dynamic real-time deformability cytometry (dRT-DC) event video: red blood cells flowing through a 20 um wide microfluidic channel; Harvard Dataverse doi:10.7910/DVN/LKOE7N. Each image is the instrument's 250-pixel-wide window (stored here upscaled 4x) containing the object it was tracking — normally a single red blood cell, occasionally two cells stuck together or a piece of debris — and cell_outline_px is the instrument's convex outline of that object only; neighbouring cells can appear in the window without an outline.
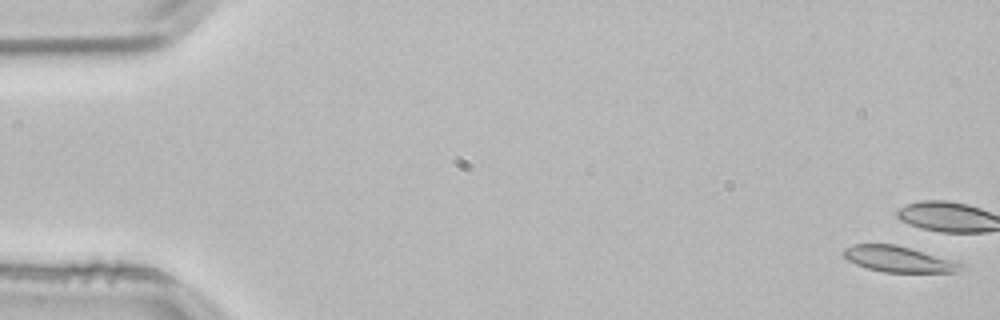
{"species": "common noctule bat (a hibernating species)", "species_latin": "Nyctalus noctula", "temperature_condition": "room temperature", "stored_images_in_passage": 4, "camera_frame_rate_fps": 3000, "um_per_image_px": 0.085, "animal": {"sex": "male", "body_mass_g": 21.5, "forearm_length_mm": 52.0}, "frame": {"image": 1, "passage_image": 1, "time_ms": 0.0, "image_size_px": [1000, 320], "cell_outline_px": [[968, 264], [964, 268], [956, 272], [884, 272], [868, 268], [856, 264], [848, 260], [844, 256], [844, 248], [852, 244], [892, 244], [908, 248]], "centroid_in_image_um": [76.41, 22.03], "position_along_channel_um": 8.6, "area_um2": 17.51}}